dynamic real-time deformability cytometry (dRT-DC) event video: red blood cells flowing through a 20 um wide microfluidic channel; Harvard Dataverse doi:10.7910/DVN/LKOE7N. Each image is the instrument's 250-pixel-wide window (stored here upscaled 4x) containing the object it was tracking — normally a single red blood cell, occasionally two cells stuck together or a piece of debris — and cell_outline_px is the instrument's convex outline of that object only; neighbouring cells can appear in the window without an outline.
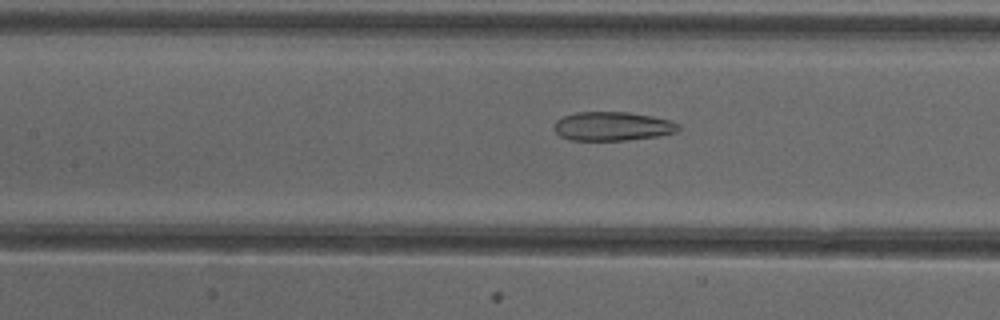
{"species": "common noctule bat (a hibernating species)", "species_latin": "Nyctalus noctula", "temperature_condition": "cold", "stored_images_in_passage": 38, "camera_frame_rate_fps": 3000, "um_per_image_px": 0.085, "animal": {"sex": "female"}, "frame": {"image": 1, "passage_image": 23, "time_ms": 7.333, "image_size_px": [1000, 320], "cell_outline_px": [[680, 128], [676, 132], [656, 136], [628, 140], [572, 140], [560, 136], [552, 128], [556, 120], [564, 116], [576, 112], [628, 112], [652, 116], [668, 120], [680, 124]], "centroid_in_image_um": [52.04, 10.73], "position_along_channel_um": 155.4, "area_um2": 20.92}}
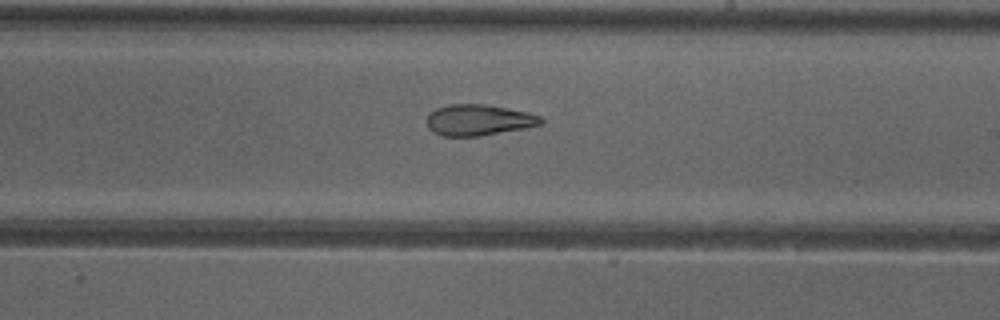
{"frame": {"image": 2, "passage_image": 30, "time_ms": 9.667, "image_size_px": [1000, 320], "cell_outline_px": [[544, 124], [524, 128], [480, 136], [440, 136], [432, 132], [428, 128], [428, 112], [436, 108], [448, 104], [484, 104], [508, 108], [528, 112], [540, 116], [544, 120]], "centroid_in_image_um": [40.67, 10.2], "position_along_channel_um": 248.3, "area_um2": 20.81}}
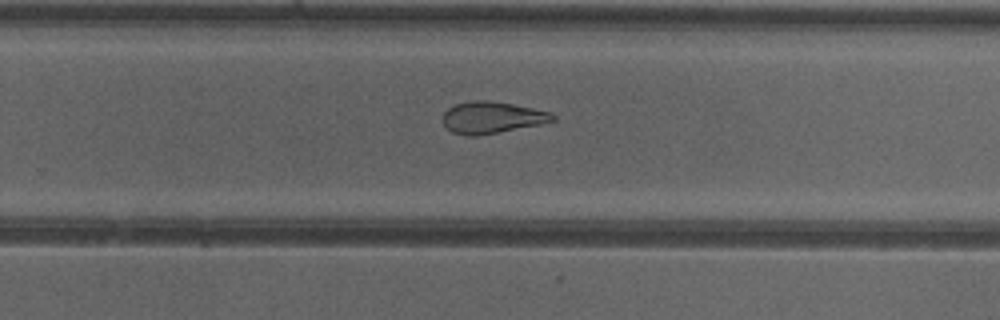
{"frame": {"image": 3, "passage_image": 33, "time_ms": 10.667, "image_size_px": [1000, 320], "cell_outline_px": [[556, 120], [540, 124], [476, 136], [468, 136], [452, 132], [444, 124], [444, 112], [448, 108], [456, 104], [472, 100], [488, 100], [512, 104], [552, 112], [556, 116]], "centroid_in_image_um": [41.83, 9.98], "position_along_channel_um": 288.0, "area_um2": 20.11}}